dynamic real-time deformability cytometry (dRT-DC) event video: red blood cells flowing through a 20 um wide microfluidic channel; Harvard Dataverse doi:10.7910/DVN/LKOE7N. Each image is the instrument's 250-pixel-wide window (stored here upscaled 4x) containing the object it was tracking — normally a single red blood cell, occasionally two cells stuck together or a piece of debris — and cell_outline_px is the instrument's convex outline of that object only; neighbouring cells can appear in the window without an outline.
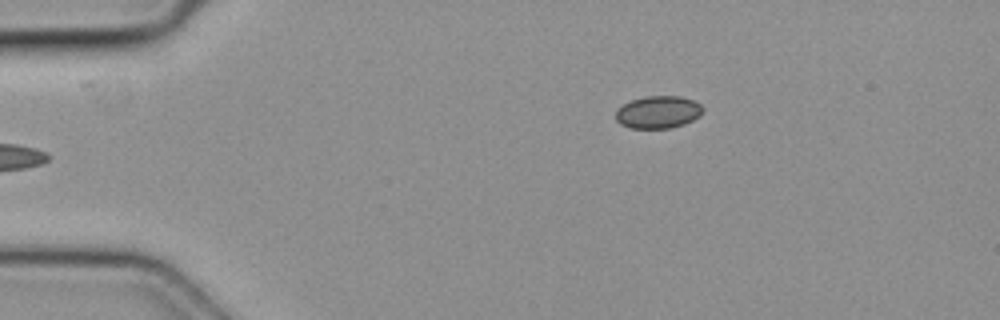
{"species": "common noctule bat (a hibernating species)", "species_latin": "Nyctalus noctula", "temperature_condition": "cold", "stored_images_in_passage": 4, "camera_frame_rate_fps": 3000, "um_per_image_px": 0.085, "animal": {"sex": "female", "body_mass_g": 19.3, "forearm_length_mm": 54.1}, "frame": {"image": 1, "passage_image": 4, "time_ms": 1.0, "image_size_px": [1000, 320], "cell_outline_px": [[704, 112], [700, 116], [684, 124], [672, 128], [628, 128], [620, 124], [616, 120], [616, 108], [632, 100], [644, 96], [680, 96], [692, 100], [700, 104], [704, 108]], "centroid_in_image_um": [55.94, 9.53], "position_along_channel_um": 29.1, "area_um2": 16.65}}